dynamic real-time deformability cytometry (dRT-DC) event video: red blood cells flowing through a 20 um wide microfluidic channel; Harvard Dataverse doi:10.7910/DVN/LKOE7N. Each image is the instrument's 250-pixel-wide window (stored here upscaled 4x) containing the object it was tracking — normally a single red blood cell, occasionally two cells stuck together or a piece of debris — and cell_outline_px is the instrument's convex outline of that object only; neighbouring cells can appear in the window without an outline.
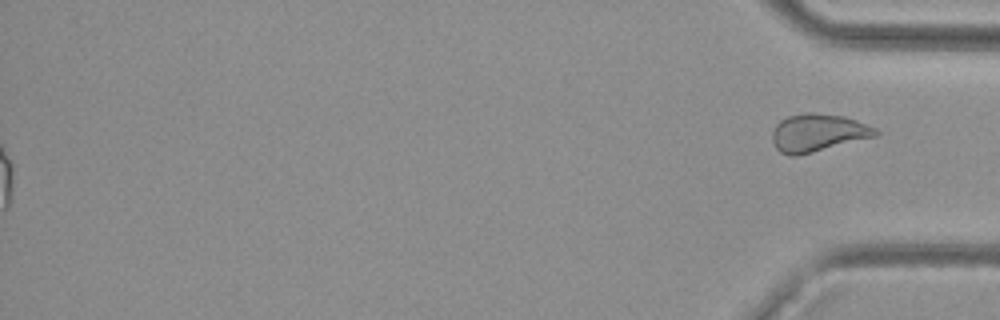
{"species": "common noctule bat (a hibernating species)", "species_latin": "Nyctalus noctula", "temperature_condition": "cold", "stored_images_in_passage": 43, "segment_of_instrument_passage": [2, 2], "camera_frame_rate_fps": 3000, "um_per_image_px": 0.085, "animal": {"sex": "female", "body_mass_g": 29.2, "forearm_length_mm": 56.3}, "frame": {"image": 1, "passage_image": 43, "time_ms": 14.0, "image_size_px": [1000, 320], "cell_outline_px": [[880, 132], [876, 136], [796, 156], [792, 156], [780, 152], [776, 148], [772, 140], [772, 132], [776, 124], [780, 120], [788, 116], [804, 112], [812, 112], [844, 116], [856, 120], [876, 128]], "centroid_in_image_um": [69.5, 11.27], "position_along_channel_um": 365.7, "area_um2": 22.66}}